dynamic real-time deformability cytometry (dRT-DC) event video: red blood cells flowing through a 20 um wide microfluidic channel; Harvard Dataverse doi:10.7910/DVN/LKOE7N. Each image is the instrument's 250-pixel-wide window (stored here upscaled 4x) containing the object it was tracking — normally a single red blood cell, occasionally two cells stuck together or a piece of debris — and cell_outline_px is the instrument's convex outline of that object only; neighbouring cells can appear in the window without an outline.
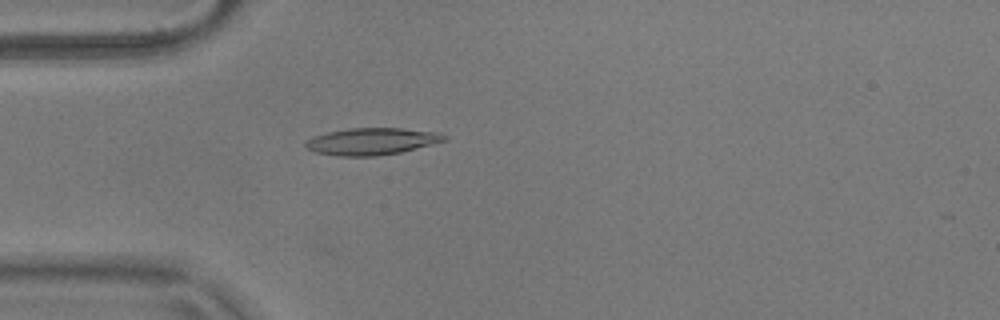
{"species": "common noctule bat (a hibernating species)", "species_latin": "Nyctalus noctula", "temperature_condition": "warm", "stored_images_in_passage": 54, "camera_frame_rate_fps": 3000, "um_per_image_px": 0.085, "animal": {"sex": "male", "body_mass_g": 17.9}, "frame": {"image": 1, "passage_image": 15, "time_ms": 4.667, "image_size_px": [1000, 320], "cell_outline_px": [[448, 140], [400, 152], [376, 156], [336, 156], [316, 152], [308, 148], [304, 144], [304, 140], [312, 136], [328, 132], [348, 128], [400, 128], [436, 132], [448, 136]], "centroid_in_image_um": [31.57, 12.01], "position_along_channel_um": 53.4, "area_um2": 21.79}}
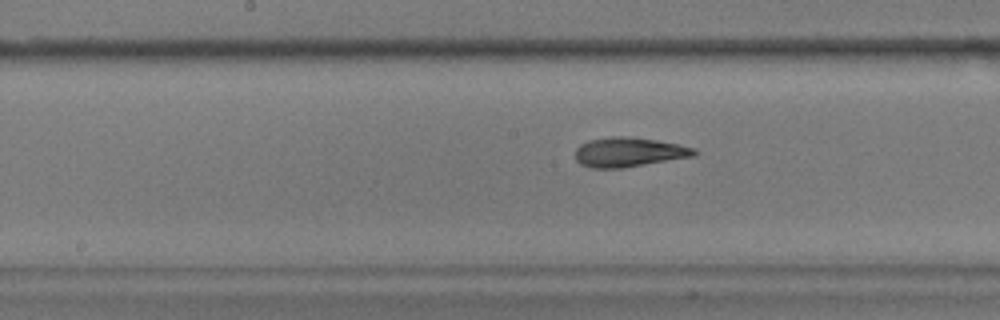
{"frame": {"image": 2, "passage_image": 27, "time_ms": 8.667, "image_size_px": [1000, 320], "cell_outline_px": [[700, 152], [696, 156], [620, 168], [592, 168], [580, 164], [576, 160], [576, 148], [580, 144], [588, 140], [612, 136], [628, 136], [656, 140], [680, 144], [696, 148]], "centroid_in_image_um": [53.49, 12.92], "position_along_channel_um": 194.7, "area_um2": 20.63}}
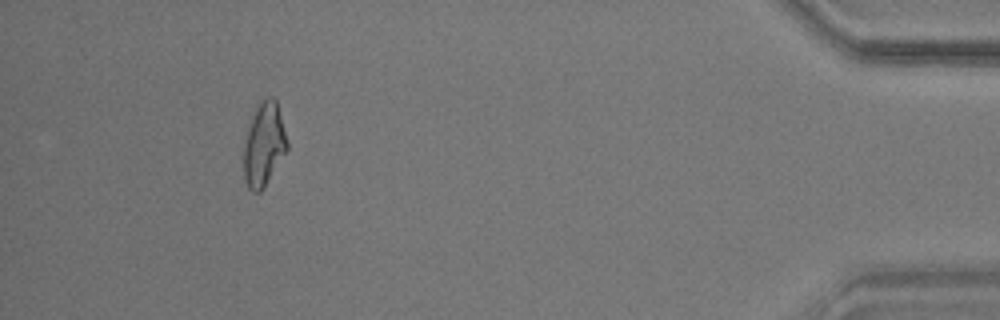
{"frame": {"image": 3, "passage_image": 50, "time_ms": 16.333, "image_size_px": [1000, 320], "cell_outline_px": [[288, 148], [260, 192], [252, 192], [248, 188], [244, 180], [240, 148], [244, 132], [252, 108], [260, 100], [268, 96], [272, 96], [276, 100], [288, 140]], "centroid_in_image_um": [22.33, 12.21], "position_along_channel_um": 412.9, "area_um2": 22.37}, "authors_computed_cell_mechanics": {"area_um2": 20.6346, "velocity_mm_per_s": 3.67, "shape_relaxation_time_tau1_ms": 9.5776, "shape_relaxation_time_tau2_ms": 2.8516, "deformation_change_tau1": 0.2257, "deformation_change_tau2": 0.1011}}